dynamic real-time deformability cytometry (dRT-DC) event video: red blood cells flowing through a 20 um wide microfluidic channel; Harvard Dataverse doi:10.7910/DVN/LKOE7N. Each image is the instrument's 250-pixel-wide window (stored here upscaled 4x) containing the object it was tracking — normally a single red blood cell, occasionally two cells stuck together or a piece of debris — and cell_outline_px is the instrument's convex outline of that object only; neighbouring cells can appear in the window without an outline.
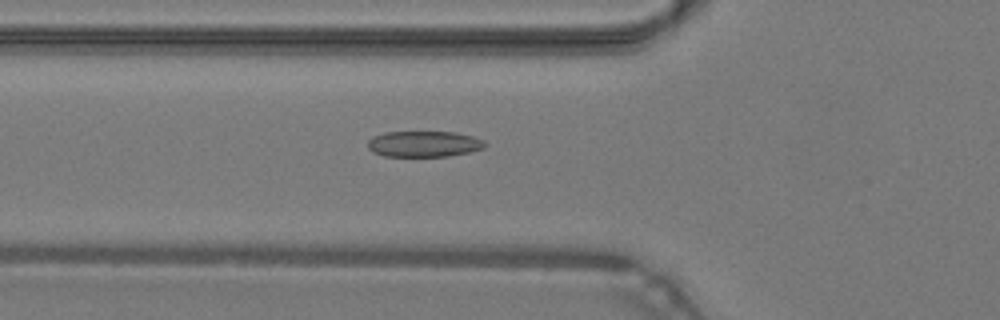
{"species": "common noctule bat (a hibernating species)", "species_latin": "Nyctalus noctula", "temperature_condition": "warm", "stored_images_in_passage": 44, "camera_frame_rate_fps": 3000, "um_per_image_px": 0.085, "animal": {"sex": "male", "body_mass_g": 19.2, "forearm_length_mm": 51.8}, "frame": {"image": 1, "passage_image": 13, "time_ms": 4.0, "image_size_px": [1000, 320], "cell_outline_px": [[488, 144], [484, 148], [468, 152], [448, 156], [384, 156], [372, 152], [368, 148], [368, 140], [372, 136], [384, 132], [456, 132], [472, 136], [484, 140]], "centroid_in_image_um": [36.03, 12.23], "position_along_channel_um": 89.8, "area_um2": 17.8}}
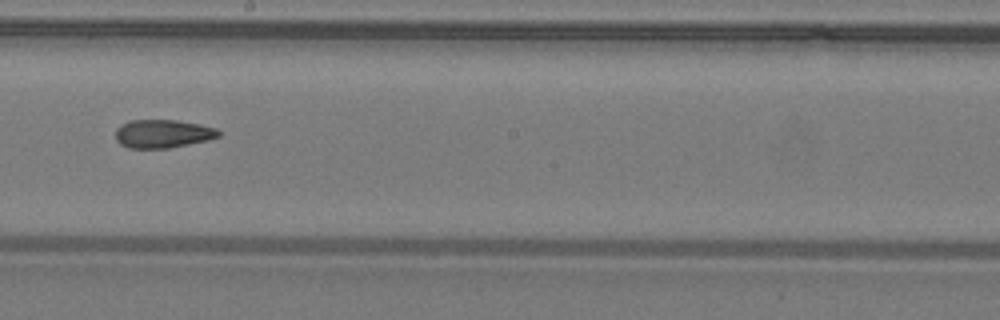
{"frame": {"image": 2, "passage_image": 23, "time_ms": 7.333, "image_size_px": [1000, 320], "cell_outline_px": [[220, 136], [208, 140], [168, 148], [128, 148], [120, 144], [116, 140], [116, 128], [120, 124], [132, 120], [176, 120], [200, 124], [216, 128], [220, 132]], "centroid_in_image_um": [13.82, 11.36], "position_along_channel_um": 234.4, "area_um2": 17.05}}
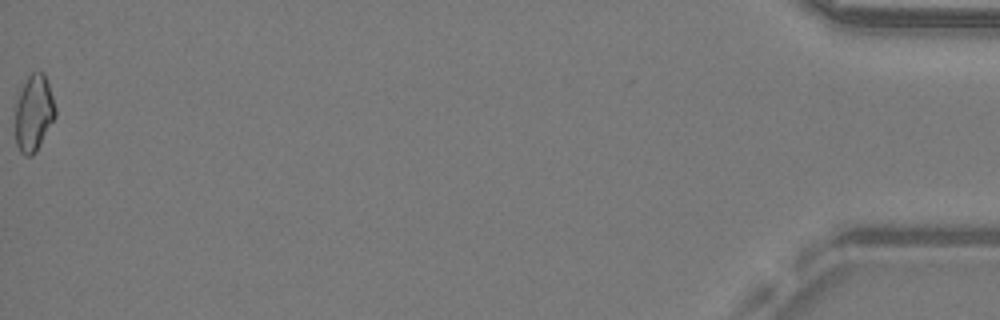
{"frame": {"image": 3, "passage_image": 44, "time_ms": 14.333, "image_size_px": [1000, 320], "cell_outline_px": [[56, 116], [36, 152], [32, 156], [24, 156], [20, 152], [16, 144], [16, 104], [20, 92], [28, 76], [32, 72], [44, 72], [56, 108]], "centroid_in_image_um": [2.88, 9.65], "position_along_channel_um": 432.3, "area_um2": 17.69}, "authors_computed_cell_mechanics": {"area_um2": 17.3689, "velocity_mm_per_s": 4.3207, "shape_relaxation_time_tau1_ms": null, "shape_relaxation_time_tau2_ms": 2.7261, "deformation_change_tau1": null, "deformation_change_tau2": 0.092}}